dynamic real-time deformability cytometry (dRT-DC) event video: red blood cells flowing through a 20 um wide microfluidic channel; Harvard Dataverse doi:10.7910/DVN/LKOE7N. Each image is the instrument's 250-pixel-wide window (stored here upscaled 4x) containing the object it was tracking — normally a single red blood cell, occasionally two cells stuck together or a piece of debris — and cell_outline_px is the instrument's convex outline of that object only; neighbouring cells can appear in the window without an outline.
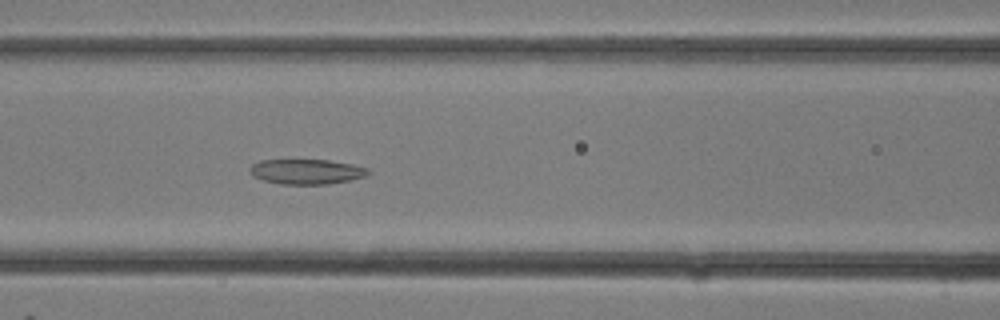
{"species": "common noctule bat (a hibernating species)", "species_latin": "Nyctalus noctula", "temperature_condition": "room temperature", "stored_images_in_passage": 12, "camera_frame_rate_fps": 3000, "um_per_image_px": 0.085, "animal": {"sex": "female"}, "frame": {"image": 1, "passage_image": 12, "time_ms": 3.667, "image_size_px": [1000, 320], "cell_outline_px": [[372, 172], [368, 176], [328, 184], [280, 184], [264, 180], [252, 176], [248, 172], [248, 168], [252, 164], [260, 160], [328, 160], [352, 164], [368, 168]], "centroid_in_image_um": [26.04, 14.58], "position_along_channel_um": 140.6, "area_um2": 17.4}}